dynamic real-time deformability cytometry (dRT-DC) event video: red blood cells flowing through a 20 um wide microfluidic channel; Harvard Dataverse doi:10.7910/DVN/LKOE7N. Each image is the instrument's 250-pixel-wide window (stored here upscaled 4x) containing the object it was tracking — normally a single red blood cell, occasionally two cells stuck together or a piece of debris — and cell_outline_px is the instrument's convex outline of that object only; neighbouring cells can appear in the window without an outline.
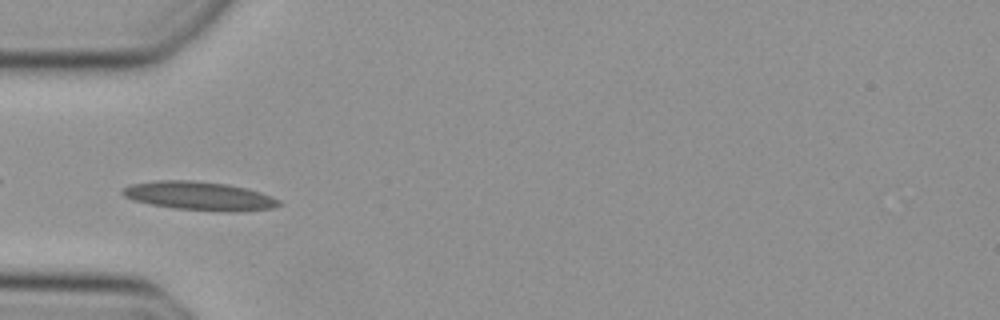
{"species": "Egyptian fruit bat (a non-hibernating species)", "species_latin": "Rousettus aegyptiacus", "temperature_condition": "cold", "stored_images_in_passage": 15, "segment_of_instrument_passage": [1, 2], "camera_frame_rate_fps": 3000, "um_per_image_px": 0.085, "animal": {"sex": "female"}, "frame": {"image": 1, "passage_image": 3, "time_ms": 0.667, "image_size_px": [1000, 320], "cell_outline_px": [[284, 204], [272, 208], [236, 212], [228, 212], [176, 208], [152, 204], [132, 200], [124, 196], [120, 192], [124, 188], [132, 184], [156, 180], [192, 180], [228, 184], [248, 188], [272, 196], [280, 200]], "centroid_in_image_um": [17.0, 16.65], "position_along_channel_um": 68.0, "area_um2": 26.18}}
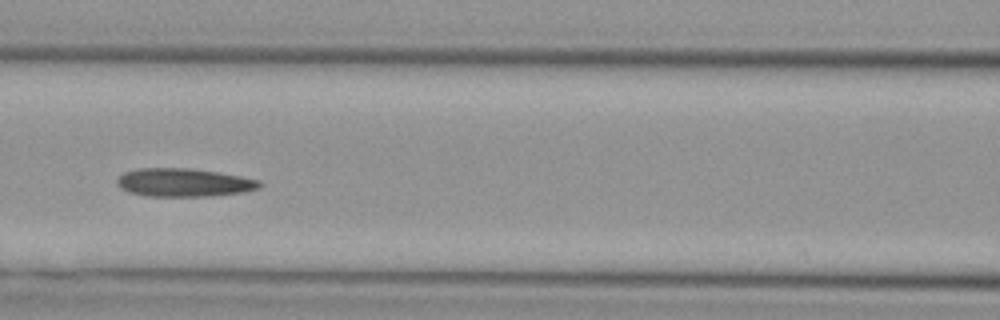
{"frame": {"image": 2, "passage_image": 9, "time_ms": 2.667, "image_size_px": [1000, 320], "cell_outline_px": [[260, 188], [244, 192], [212, 196], [144, 196], [128, 192], [120, 188], [116, 184], [116, 180], [124, 172], [136, 168], [188, 168], [216, 172], [240, 176], [260, 180]], "centroid_in_image_um": [15.58, 15.52], "position_along_channel_um": 151.0, "area_um2": 23.58}}